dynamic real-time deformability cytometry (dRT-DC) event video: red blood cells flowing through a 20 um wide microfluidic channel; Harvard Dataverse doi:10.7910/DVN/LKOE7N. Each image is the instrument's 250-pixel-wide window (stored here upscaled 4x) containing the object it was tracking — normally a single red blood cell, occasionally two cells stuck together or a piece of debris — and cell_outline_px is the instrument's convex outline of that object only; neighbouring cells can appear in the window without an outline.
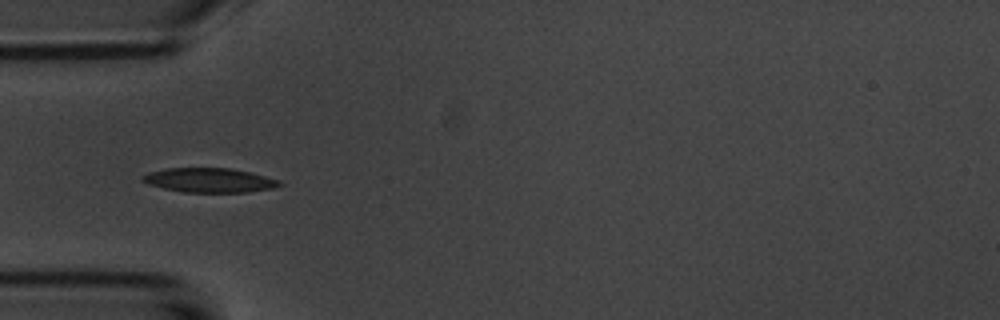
{"species": "common noctule bat (a hibernating species)", "species_latin": "Nyctalus noctula", "temperature_condition": "room temperature", "stored_images_in_passage": 10, "camera_frame_rate_fps": 3000, "um_per_image_px": 0.085, "animal": {"sex": "male", "body_mass_g": 20.1, "forearm_length_mm": 53.5}, "frame": {"image": 1, "passage_image": 5, "time_ms": 5.667, "image_size_px": [1000, 320], "cell_outline_px": [[284, 184], [272, 188], [248, 192], [184, 192], [164, 188], [148, 184], [140, 180], [140, 176], [148, 172], [164, 168], [232, 168], [280, 180]], "centroid_in_image_um": [17.75, 15.31], "position_along_channel_um": 67.2, "area_um2": 19.48}}
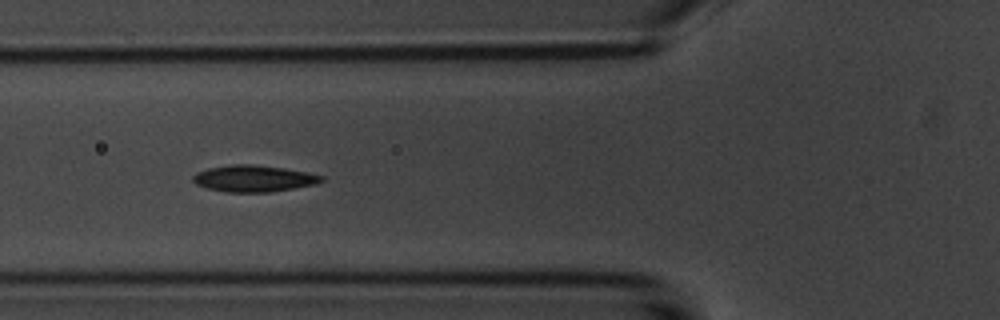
{"frame": {"image": 2, "passage_image": 6, "time_ms": 6.667, "image_size_px": [1000, 320], "cell_outline_px": [[324, 180], [316, 184], [272, 192], [224, 192], [208, 188], [196, 184], [192, 180], [192, 176], [196, 172], [208, 168], [232, 164], [252, 164], [284, 168], [308, 172], [324, 176]], "centroid_in_image_um": [21.57, 15.17], "position_along_channel_um": 104.2, "area_um2": 20.0}}
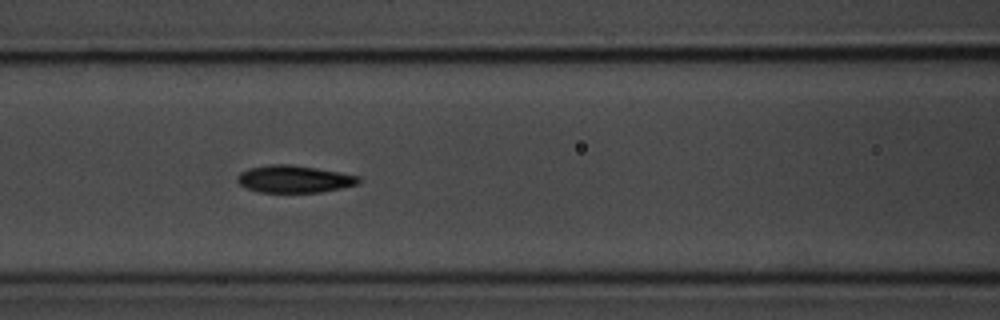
{"frame": {"image": 3, "passage_image": 7, "time_ms": 7.667, "image_size_px": [1000, 320], "cell_outline_px": [[360, 180], [356, 184], [340, 188], [320, 192], [260, 192], [248, 188], [240, 184], [236, 180], [236, 176], [240, 172], [248, 168], [268, 164], [288, 164], [316, 168], [340, 172], [360, 176]], "centroid_in_image_um": [24.97, 15.21], "position_along_channel_um": 141.6, "area_um2": 19.19}}